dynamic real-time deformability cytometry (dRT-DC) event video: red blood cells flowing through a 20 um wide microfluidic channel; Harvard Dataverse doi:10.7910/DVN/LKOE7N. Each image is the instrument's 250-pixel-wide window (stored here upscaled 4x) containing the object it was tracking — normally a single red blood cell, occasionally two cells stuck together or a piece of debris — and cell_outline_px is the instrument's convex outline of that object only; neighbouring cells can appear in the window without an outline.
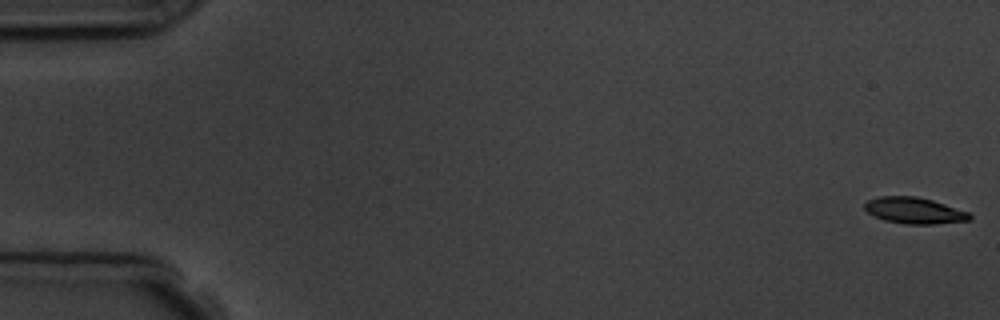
{"species": "common noctule bat (a hibernating species)", "species_latin": "Nyctalus noctula", "temperature_condition": "room temperature", "stored_images_in_passage": 5, "segment_of_instrument_passage": [2, 2], "camera_frame_rate_fps": 3000, "um_per_image_px": 0.085, "animal": {"sex": "male", "body_mass_g": 19.5, "forearm_length_mm": 54.6}, "frame": {"image": 1, "passage_image": 5, "time_ms": 6.333, "image_size_px": [1000, 320], "cell_outline_px": [[972, 220], [936, 224], [904, 224], [884, 220], [868, 212], [864, 208], [864, 204], [868, 200], [880, 196], [916, 196], [932, 200], [968, 212], [972, 216]], "centroid_in_image_um": [77.72, 17.9], "position_along_channel_um": 7.3, "area_um2": 16.01}}